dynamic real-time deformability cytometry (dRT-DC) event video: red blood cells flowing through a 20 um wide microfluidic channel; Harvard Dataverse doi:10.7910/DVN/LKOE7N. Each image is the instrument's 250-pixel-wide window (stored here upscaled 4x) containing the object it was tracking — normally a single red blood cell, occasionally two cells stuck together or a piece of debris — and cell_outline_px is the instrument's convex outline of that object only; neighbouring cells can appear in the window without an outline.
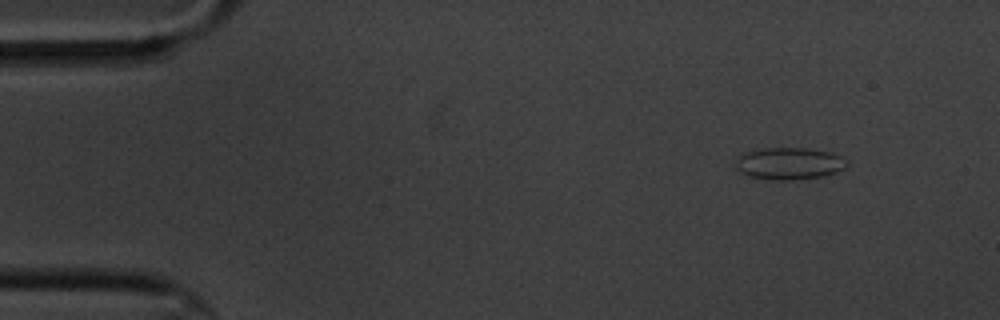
{"species": "common noctule bat (a hibernating species)", "species_latin": "Nyctalus noctula", "temperature_condition": "cold", "stored_images_in_passage": 5, "camera_frame_rate_fps": 3000, "um_per_image_px": 0.085, "animal": {"sex": "male", "body_mass_g": 20.1, "forearm_length_mm": 53.5}, "frame": {"image": 1, "passage_image": 2, "time_ms": 1.333, "image_size_px": [1000, 320], "cell_outline_px": [[848, 164], [844, 168], [836, 172], [824, 176], [792, 180], [768, 180], [748, 176], [740, 172], [736, 168], [736, 160], [744, 152], [764, 148], [808, 148], [828, 152], [840, 156], [848, 160]], "centroid_in_image_um": [67.07, 13.91], "position_along_channel_um": 17.9, "area_um2": 20.87}}
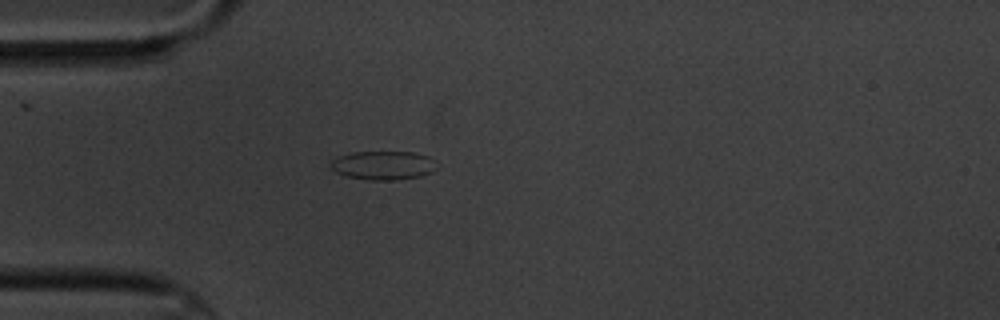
{"frame": {"image": 2, "passage_image": 5, "time_ms": 4.667, "image_size_px": [1000, 320], "cell_outline_px": [[440, 164], [432, 172], [420, 176], [396, 180], [368, 180], [344, 176], [336, 172], [328, 164], [336, 156], [352, 152], [412, 152], [428, 156]], "centroid_in_image_um": [32.57, 14.05], "position_along_channel_um": 52.4, "area_um2": 18.09}}